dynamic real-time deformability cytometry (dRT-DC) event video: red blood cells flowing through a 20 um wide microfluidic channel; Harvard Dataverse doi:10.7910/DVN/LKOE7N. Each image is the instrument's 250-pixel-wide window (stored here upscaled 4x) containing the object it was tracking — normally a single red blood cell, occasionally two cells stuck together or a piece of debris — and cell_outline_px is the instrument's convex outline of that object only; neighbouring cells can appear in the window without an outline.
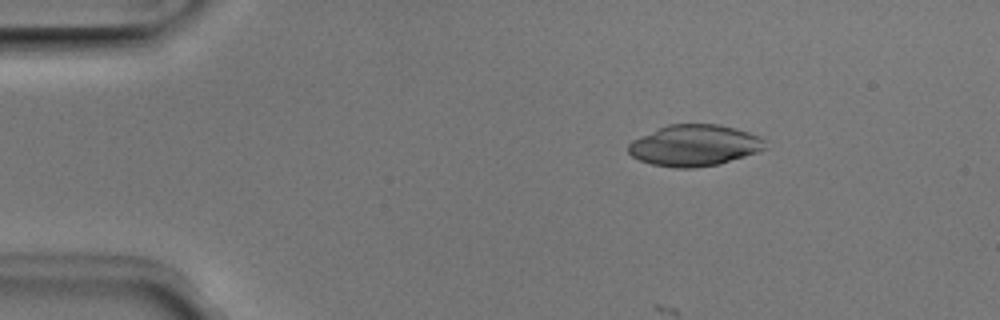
{"species": "Egyptian fruit bat (a non-hibernating species)", "species_latin": "Rousettus aegyptiacus", "temperature_condition": "room temperature", "stored_images_in_passage": 21, "camera_frame_rate_fps": 3000, "um_per_image_px": 0.085, "animal": {"sex": "male"}, "frame": {"image": 1, "passage_image": 8, "time_ms": 2.333, "image_size_px": [1000, 320], "cell_outline_px": [[768, 148], [720, 164], [696, 168], [676, 168], [652, 164], [640, 160], [632, 156], [628, 152], [628, 144], [632, 140], [668, 124], [720, 124], [736, 128], [760, 136], [764, 140]], "centroid_in_image_um": [59.04, 12.36], "position_along_channel_um": 26.0, "area_um2": 32.95}}